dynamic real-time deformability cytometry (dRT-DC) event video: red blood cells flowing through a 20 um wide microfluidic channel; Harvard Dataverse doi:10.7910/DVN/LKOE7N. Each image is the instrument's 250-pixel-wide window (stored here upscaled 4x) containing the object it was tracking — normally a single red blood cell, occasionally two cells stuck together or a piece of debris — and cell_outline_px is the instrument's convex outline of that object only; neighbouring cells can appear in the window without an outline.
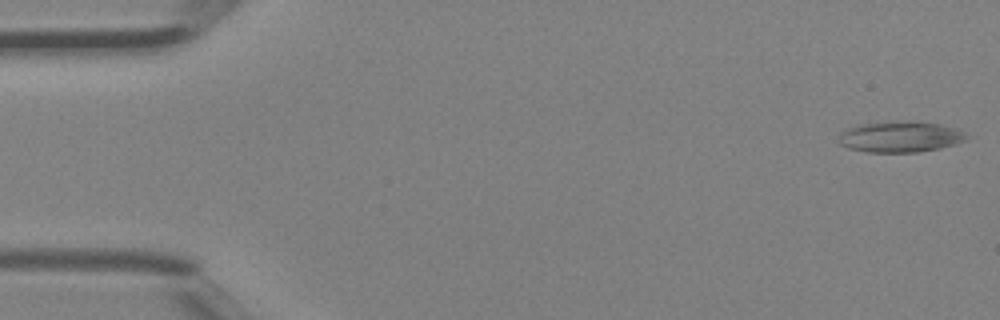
{"species": "Egyptian fruit bat (a non-hibernating species)", "species_latin": "Rousettus aegyptiacus", "temperature_condition": "room temperature", "stored_images_in_passage": 46, "segment_of_instrument_passage": [1, 2], "camera_frame_rate_fps": 3000, "um_per_image_px": 0.085, "animal": {"sex": "female"}, "frame": {"image": 1, "passage_image": 1, "time_ms": 0.0, "image_size_px": [1000, 320], "cell_outline_px": [[968, 136], [964, 140], [956, 144], [940, 148], [916, 152], [868, 152], [848, 148], [840, 144], [840, 132], [848, 128], [860, 124], [888, 120], [912, 120], [940, 124], [956, 128], [964, 132]], "centroid_in_image_um": [76.52, 11.6], "position_along_channel_um": 8.5, "area_um2": 23.35}}
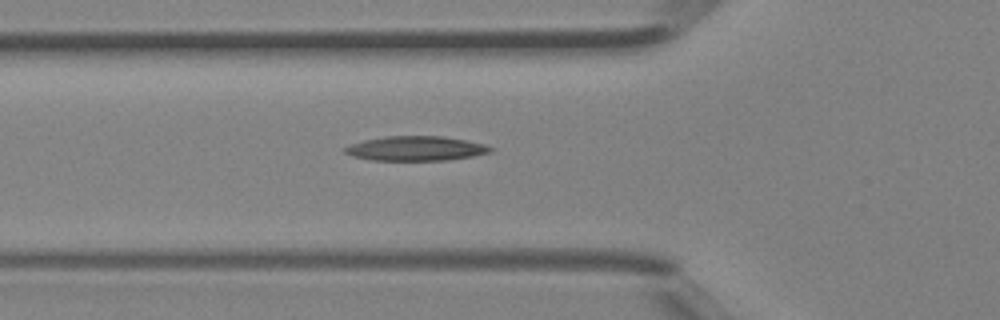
{"frame": {"image": 2, "passage_image": 16, "time_ms": 5.0, "image_size_px": [1000, 320], "cell_outline_px": [[496, 148], [492, 152], [472, 156], [448, 160], [368, 160], [352, 156], [344, 152], [344, 148], [352, 144], [364, 140], [384, 136], [444, 136], [468, 140], [484, 144]], "centroid_in_image_um": [35.39, 12.61], "position_along_channel_um": 90.4, "area_um2": 20.98}}
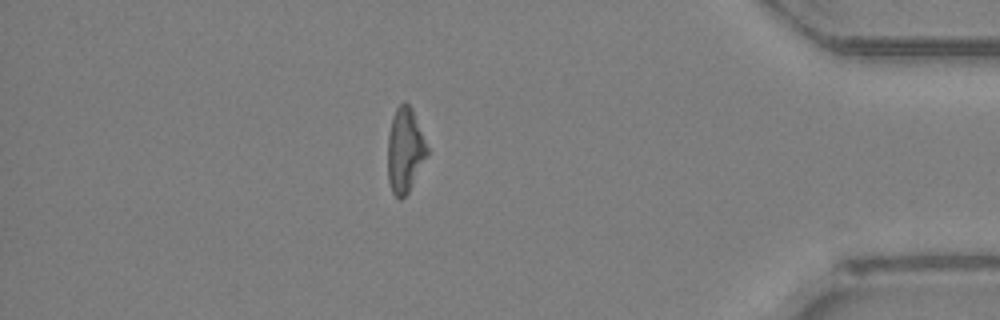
{"frame": {"image": 3, "passage_image": 39, "time_ms": 12.667, "image_size_px": [1000, 320], "cell_outline_px": [[428, 152], [408, 192], [400, 200], [392, 192], [388, 180], [388, 136], [392, 116], [396, 108], [404, 100], [412, 108], [428, 148]], "centroid_in_image_um": [34.4, 12.74], "position_along_channel_um": 400.8, "area_um2": 19.19}}